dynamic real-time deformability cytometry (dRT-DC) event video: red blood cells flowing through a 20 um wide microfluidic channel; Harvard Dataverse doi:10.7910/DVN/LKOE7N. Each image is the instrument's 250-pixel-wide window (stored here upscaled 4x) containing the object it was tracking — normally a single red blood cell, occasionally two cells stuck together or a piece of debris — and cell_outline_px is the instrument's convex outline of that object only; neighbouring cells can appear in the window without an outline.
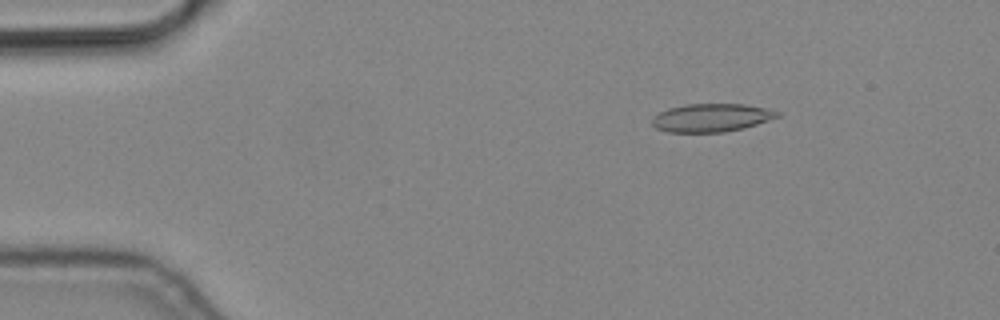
{"species": "common noctule bat (a hibernating species)", "species_latin": "Nyctalus noctula", "temperature_condition": "cold", "stored_images_in_passage": 5, "camera_frame_rate_fps": 3000, "um_per_image_px": 0.085, "animal": {"sex": "male", "body_mass_g": 19.2, "forearm_length_mm": 51.8}, "frame": {"image": 1, "passage_image": 3, "time_ms": 0.667, "image_size_px": [1000, 320], "cell_outline_px": [[784, 112], [780, 116], [744, 128], [724, 132], [668, 132], [656, 128], [652, 124], [652, 116], [668, 108], [684, 104], [744, 104]], "centroid_in_image_um": [60.46, 10.0], "position_along_channel_um": 24.5, "area_um2": 20.63}}